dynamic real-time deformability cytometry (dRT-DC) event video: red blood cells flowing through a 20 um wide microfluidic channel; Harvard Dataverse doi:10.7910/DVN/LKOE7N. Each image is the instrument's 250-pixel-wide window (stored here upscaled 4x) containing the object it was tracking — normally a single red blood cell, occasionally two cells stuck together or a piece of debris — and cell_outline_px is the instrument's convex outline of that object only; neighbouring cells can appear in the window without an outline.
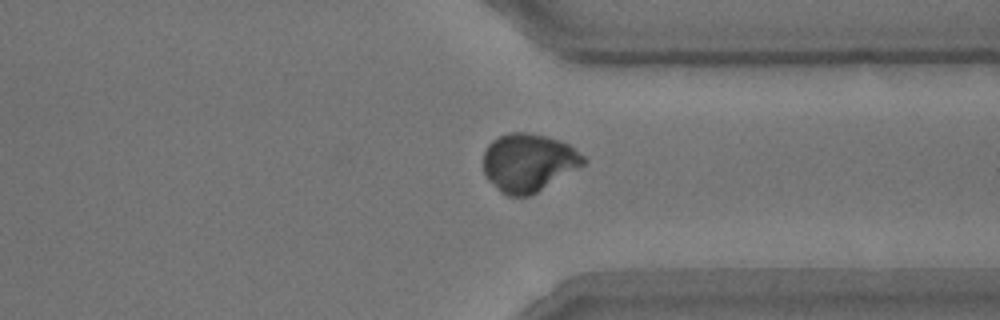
{"species": "common noctule bat (a hibernating species)", "species_latin": "Nyctalus noctula", "temperature_condition": "room temperature", "stored_images_in_passage": 37, "camera_frame_rate_fps": 3000, "um_per_image_px": 0.085, "animal": {"sex": "male", "body_mass_g": 15.6}, "frame": {"image": 1, "passage_image": 25, "time_ms": 8.0, "image_size_px": [1000, 320], "cell_outline_px": [[588, 160], [584, 164], [536, 192], [528, 196], [508, 196], [500, 192], [488, 180], [484, 172], [484, 152], [488, 144], [492, 140], [500, 136], [512, 132], [528, 132], [560, 140], [568, 144], [584, 156]], "centroid_in_image_um": [44.9, 13.81], "position_along_channel_um": 366.5, "area_um2": 33.58}}
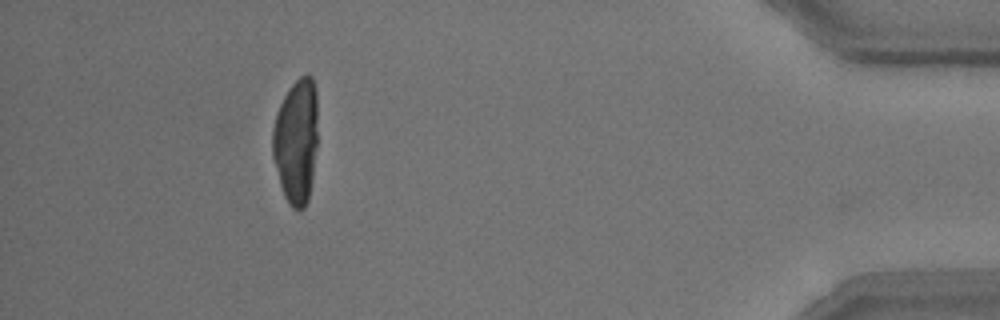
{"frame": {"image": 2, "passage_image": 33, "time_ms": 10.667, "image_size_px": [1000, 320], "cell_outline_px": [[316, 144], [312, 176], [308, 200], [304, 208], [292, 208], [288, 204], [284, 196], [280, 184], [272, 156], [272, 128], [276, 112], [284, 96], [292, 84], [300, 76], [312, 76], [316, 88]], "centroid_in_image_um": [25.15, 11.98], "position_along_channel_um": 410.1, "area_um2": 32.77}}